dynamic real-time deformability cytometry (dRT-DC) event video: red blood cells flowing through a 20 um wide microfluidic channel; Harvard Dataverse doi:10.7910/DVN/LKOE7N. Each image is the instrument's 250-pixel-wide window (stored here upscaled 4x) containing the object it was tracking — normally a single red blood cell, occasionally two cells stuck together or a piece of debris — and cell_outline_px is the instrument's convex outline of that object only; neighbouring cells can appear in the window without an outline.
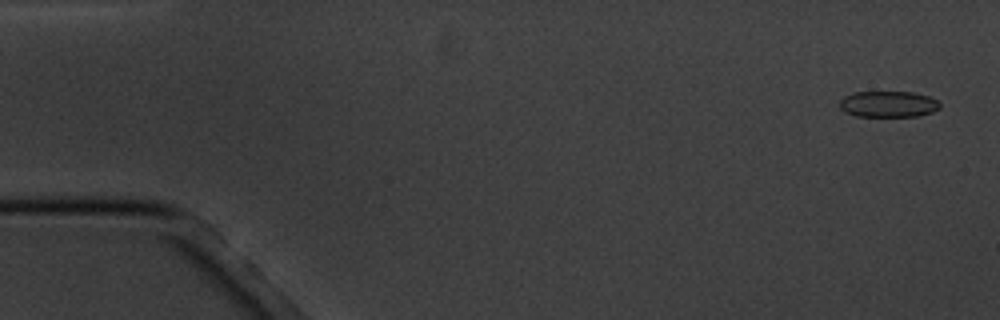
{"species": "common noctule bat (a hibernating species)", "species_latin": "Nyctalus noctula", "temperature_condition": "cold", "stored_images_in_passage": 4, "camera_frame_rate_fps": 3000, "um_per_image_px": 0.085, "animal": {"sex": "male", "body_mass_g": 20.1, "forearm_length_mm": 53.5}, "frame": {"image": 1, "passage_image": 1, "time_ms": 0.0, "image_size_px": [1000, 320], "cell_outline_px": [[940, 108], [932, 112], [916, 116], [856, 116], [844, 112], [840, 108], [840, 100], [844, 96], [852, 92], [912, 92], [928, 96], [936, 100], [940, 104]], "centroid_in_image_um": [75.47, 8.85], "position_along_channel_um": 9.5, "area_um2": 15.26}}